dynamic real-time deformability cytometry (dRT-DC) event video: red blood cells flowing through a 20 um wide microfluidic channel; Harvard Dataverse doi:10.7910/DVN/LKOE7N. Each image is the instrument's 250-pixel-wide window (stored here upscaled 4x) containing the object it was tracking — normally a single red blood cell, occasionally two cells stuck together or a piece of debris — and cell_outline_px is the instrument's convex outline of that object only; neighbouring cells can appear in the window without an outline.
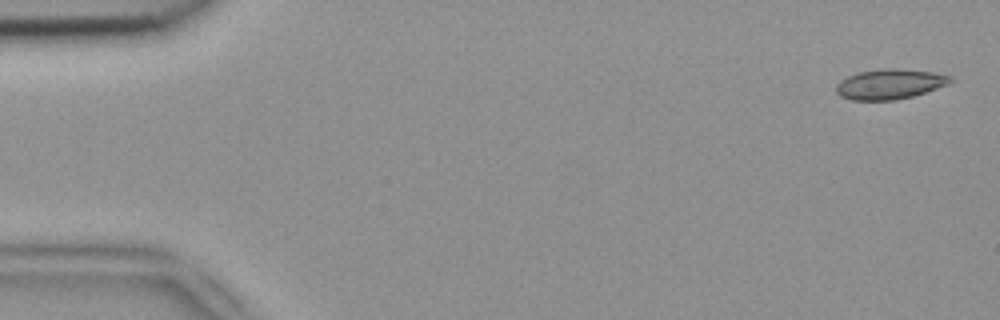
{"species": "common noctule bat (a hibernating species)", "species_latin": "Nyctalus noctula", "temperature_condition": "room temperature", "stored_images_in_passage": 5, "camera_frame_rate_fps": 3000, "um_per_image_px": 0.085, "animal": {"sex": "female", "body_mass_g": 18.4}, "frame": {"image": 1, "passage_image": 1, "time_ms": 0.0, "image_size_px": [1000, 320], "cell_outline_px": [[952, 80], [948, 84], [912, 96], [896, 100], [852, 100], [840, 96], [836, 92], [836, 84], [840, 80], [848, 76], [860, 72], [888, 68], [896, 68], [932, 72], [948, 76]], "centroid_in_image_um": [75.58, 7.15], "position_along_channel_um": 9.4, "area_um2": 19.71}}